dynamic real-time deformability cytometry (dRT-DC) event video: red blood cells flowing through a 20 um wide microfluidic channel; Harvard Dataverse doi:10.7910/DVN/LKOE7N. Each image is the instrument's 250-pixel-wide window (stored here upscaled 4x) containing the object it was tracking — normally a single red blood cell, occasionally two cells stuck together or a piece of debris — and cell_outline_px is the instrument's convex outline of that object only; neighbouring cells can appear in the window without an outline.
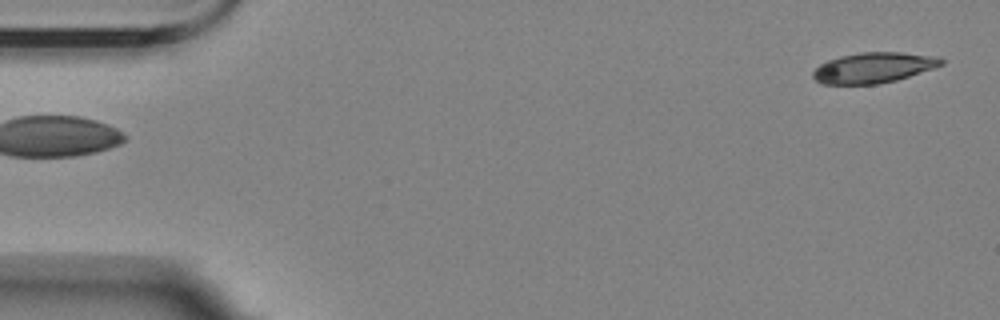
{"species": "Egyptian fruit bat (a non-hibernating species)", "species_latin": "Rousettus aegyptiacus", "temperature_condition": "room temperature", "stored_images_in_passage": 55, "camera_frame_rate_fps": 3000, "um_per_image_px": 0.085, "animal": {"sex": "female"}, "frame": {"image": 1, "passage_image": 1, "time_ms": 0.0, "image_size_px": [1000, 320], "cell_outline_px": [[944, 64], [896, 80], [876, 84], [820, 84], [812, 76], [812, 72], [820, 64], [828, 60], [840, 56], [860, 52], [900, 52], [940, 56], [944, 60]], "centroid_in_image_um": [74.24, 5.74], "position_along_channel_um": 10.8, "area_um2": 22.77}}
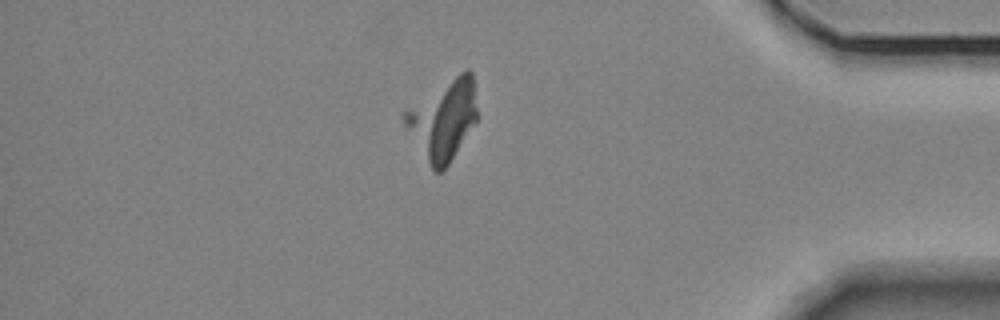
{"frame": {"image": 2, "passage_image": 47, "time_ms": 15.333, "image_size_px": [1000, 320], "cell_outline_px": [[476, 120], [448, 164], [440, 172], [436, 172], [432, 168], [404, 124], [400, 116], [400, 112], [460, 72], [468, 68], [472, 72], [476, 108]], "centroid_in_image_um": [37.63, 10.12], "position_along_channel_um": 397.6, "area_um2": 32.77}}
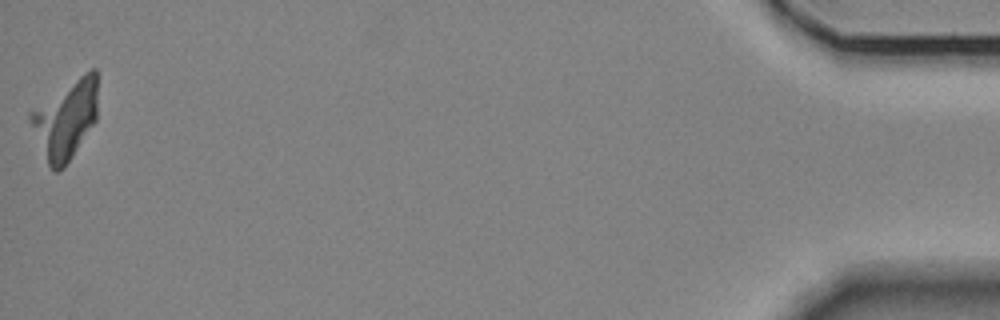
{"frame": {"image": 3, "passage_image": 55, "time_ms": 18.0, "image_size_px": [1000, 320], "cell_outline_px": [[96, 120], [64, 168], [56, 172], [52, 172], [48, 164], [28, 120], [28, 112], [84, 72], [92, 68], [96, 68]], "centroid_in_image_um": [5.55, 10.15], "position_along_channel_um": 429.6, "area_um2": 30.23}}